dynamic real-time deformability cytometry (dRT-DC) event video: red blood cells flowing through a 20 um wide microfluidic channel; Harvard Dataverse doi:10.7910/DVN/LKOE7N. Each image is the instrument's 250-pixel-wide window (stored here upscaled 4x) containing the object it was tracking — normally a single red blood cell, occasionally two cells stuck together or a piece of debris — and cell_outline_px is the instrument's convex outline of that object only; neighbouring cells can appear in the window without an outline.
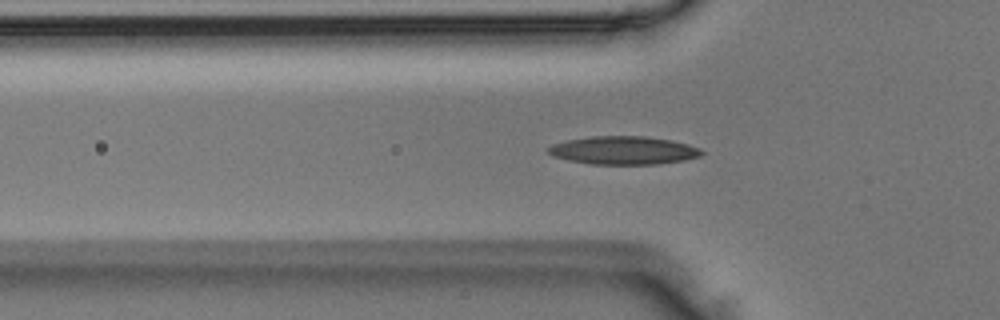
{"species": "Egyptian fruit bat (a non-hibernating species)", "species_latin": "Rousettus aegyptiacus", "temperature_condition": "room temperature", "stored_images_in_passage": 46, "camera_frame_rate_fps": 3000, "um_per_image_px": 0.085, "animal": {"sex": "male"}, "frame": {"image": 1, "passage_image": 13, "time_ms": 4.0, "image_size_px": [1000, 320], "cell_outline_px": [[704, 152], [700, 156], [684, 160], [656, 164], [592, 164], [568, 160], [552, 156], [544, 148], [552, 144], [568, 140], [592, 136], [644, 136], [672, 140], [688, 144], [700, 148]], "centroid_in_image_um": [52.98, 12.78], "position_along_channel_um": 72.8, "area_um2": 25.26}}
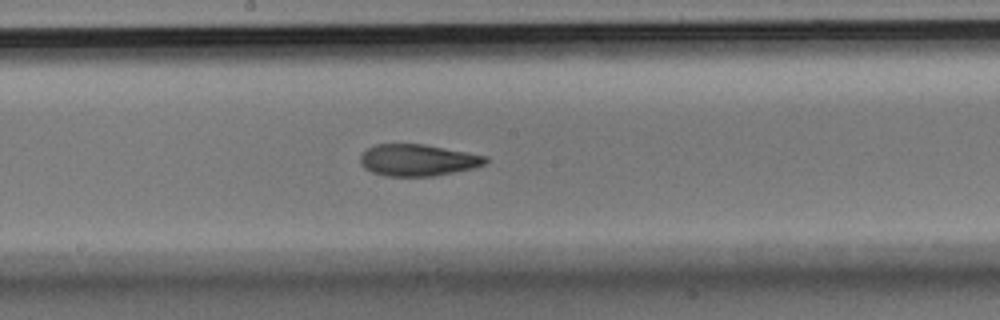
{"frame": {"image": 2, "passage_image": 23, "time_ms": 7.333, "image_size_px": [1000, 320], "cell_outline_px": [[488, 160], [484, 164], [472, 168], [432, 176], [384, 176], [372, 172], [364, 168], [360, 164], [360, 156], [368, 148], [376, 144], [424, 144], [488, 156]], "centroid_in_image_um": [35.48, 13.61], "position_along_channel_um": 212.7, "area_um2": 23.0}}
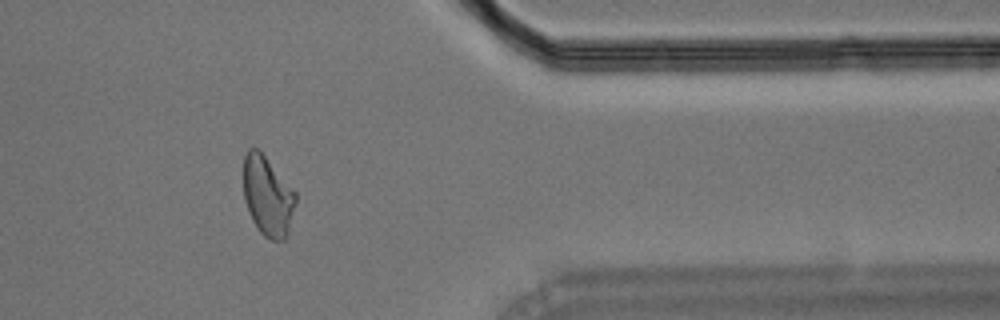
{"frame": {"image": 3, "passage_image": 37, "time_ms": 12.0, "image_size_px": [1000, 320], "cell_outline_px": [[296, 200], [288, 232], [284, 240], [272, 240], [264, 236], [260, 232], [252, 220], [244, 200], [244, 156], [248, 148], [256, 148], [264, 156], [296, 192]], "centroid_in_image_um": [22.74, 16.68], "position_along_channel_um": 388.7, "area_um2": 23.87}}